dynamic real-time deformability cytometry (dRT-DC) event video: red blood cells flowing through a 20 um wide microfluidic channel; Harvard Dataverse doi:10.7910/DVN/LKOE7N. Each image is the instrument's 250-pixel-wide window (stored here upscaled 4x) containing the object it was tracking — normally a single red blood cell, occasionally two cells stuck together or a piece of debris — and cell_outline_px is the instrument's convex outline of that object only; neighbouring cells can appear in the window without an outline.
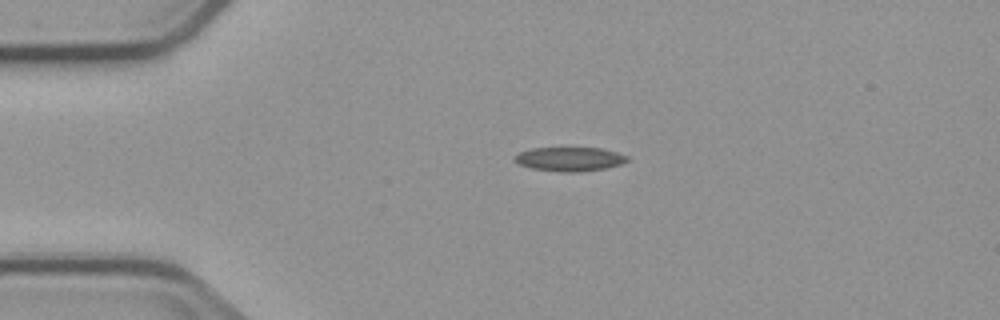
{"species": "common noctule bat (a hibernating species)", "species_latin": "Nyctalus noctula", "temperature_condition": "cold", "stored_images_in_passage": 1, "camera_frame_rate_fps": 3000, "um_per_image_px": 0.085, "animal": {"sex": "male", "body_mass_g": 23.1, "forearm_length_mm": 52.7}, "frame": {"image": 1, "passage_image": 1, "time_ms": 0.0, "image_size_px": [1000, 320], "cell_outline_px": [[628, 160], [620, 164], [604, 168], [580, 172], [560, 172], [532, 168], [520, 164], [512, 160], [512, 156], [520, 152], [532, 148], [604, 148], [628, 156]], "centroid_in_image_um": [48.39, 13.52], "position_along_channel_um": 36.6, "area_um2": 15.78}}